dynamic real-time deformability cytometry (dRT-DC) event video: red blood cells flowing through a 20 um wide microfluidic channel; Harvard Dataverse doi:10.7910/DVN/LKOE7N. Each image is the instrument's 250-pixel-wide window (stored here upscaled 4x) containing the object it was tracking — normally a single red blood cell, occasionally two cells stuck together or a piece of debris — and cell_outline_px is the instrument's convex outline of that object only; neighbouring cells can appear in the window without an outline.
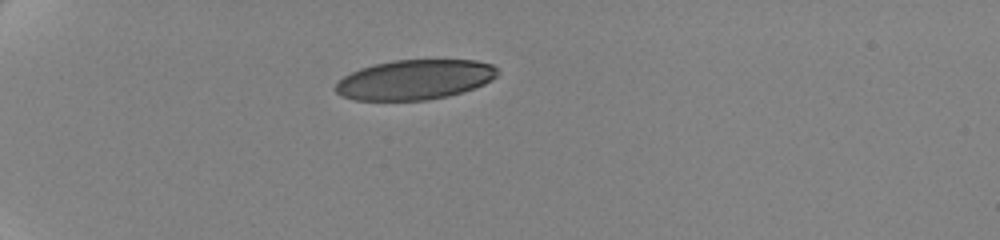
{"species": "human", "species_latin": "Homo sapiens", "temperature_condition": "cold", "stored_images_in_passage": 29, "camera_frame_rate_fps": 3000, "um_per_image_px": 0.085, "donor": {"sex": "female"}, "frame": {"image": 1, "passage_image": 1, "time_ms": 0.0, "image_size_px": [1000, 240], "cell_outline_px": [[500, 72], [492, 80], [484, 84], [448, 96], [428, 100], [356, 100], [340, 96], [332, 88], [344, 76], [360, 68], [376, 64], [396, 60], [476, 60], [492, 64]], "centroid_in_image_um": [35.25, 6.77], "position_along_channel_um": 49.8, "area_um2": 37.57}}
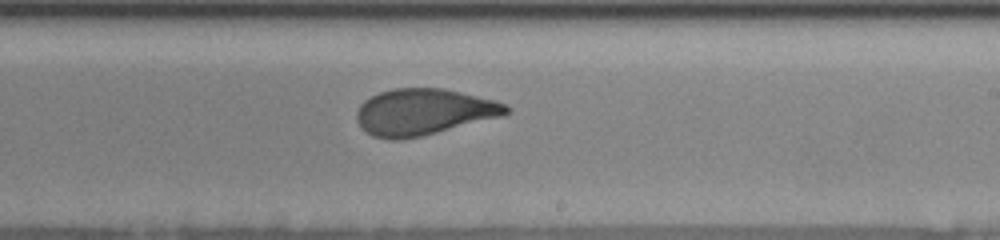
{"frame": {"image": 2, "passage_image": 12, "time_ms": 7.0, "image_size_px": [1000, 240], "cell_outline_px": [[512, 108], [504, 116], [420, 136], [400, 140], [392, 140], [372, 136], [356, 120], [356, 112], [360, 104], [364, 100], [380, 92], [392, 88], [444, 88], [496, 100]], "centroid_in_image_um": [36.02, 9.51], "position_along_channel_um": 253.0, "area_um2": 40.34}}
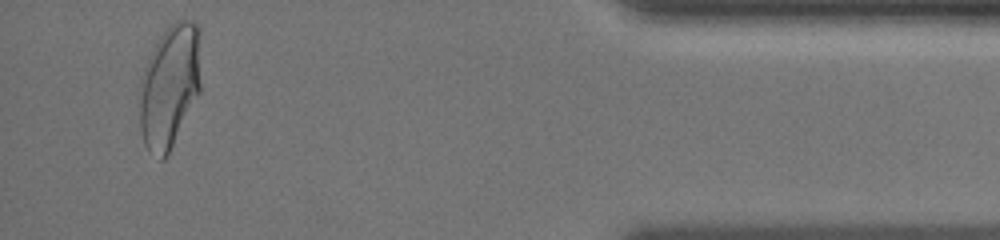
{"frame": {"image": 3, "passage_image": 25, "time_ms": 13.0, "image_size_px": [1000, 240], "cell_outline_px": [[200, 92], [168, 156], [164, 160], [160, 160], [148, 152], [144, 144], [140, 128], [136, 96], [140, 76], [152, 48], [160, 36], [176, 20], [192, 20], [200, 24]], "centroid_in_image_um": [14.38, 7.36], "position_along_channel_um": 420.8, "area_um2": 45.72}, "authors_computed_cell_mechanics": {"area_um2": 41.3848, "velocity_mm_per_s": 3.5078, "shape_relaxation_time_tau1_ms": 6.0961, "shape_relaxation_time_tau2_ms": 1.0747, "deformation_change_tau1": 0.177, "deformation_change_tau2": 0.0586}}